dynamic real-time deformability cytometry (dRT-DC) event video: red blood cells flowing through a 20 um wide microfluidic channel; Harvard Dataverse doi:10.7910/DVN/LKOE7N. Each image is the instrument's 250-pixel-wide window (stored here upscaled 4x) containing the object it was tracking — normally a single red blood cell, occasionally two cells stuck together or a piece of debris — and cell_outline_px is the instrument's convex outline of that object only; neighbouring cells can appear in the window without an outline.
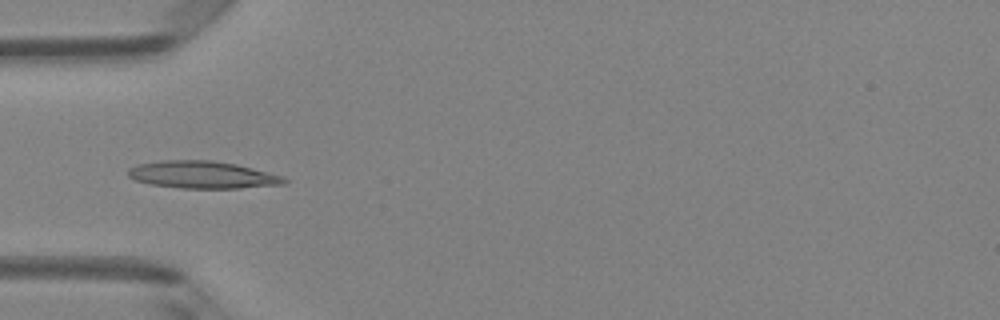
{"species": "Egyptian fruit bat (a non-hibernating species)", "species_latin": "Rousettus aegyptiacus", "temperature_condition": "room temperature", "stored_images_in_passage": 5, "camera_frame_rate_fps": 3000, "um_per_image_px": 0.085, "animal": {"sex": "female"}, "frame": {"image": 1, "passage_image": 5, "time_ms": 1.333, "image_size_px": [1000, 320], "cell_outline_px": [[288, 180], [284, 184], [240, 188], [180, 188], [152, 184], [136, 180], [128, 176], [128, 168], [140, 164], [160, 160], [212, 160], [236, 164], [284, 176]], "centroid_in_image_um": [17.22, 14.85], "position_along_channel_um": 67.8, "area_um2": 24.74}}